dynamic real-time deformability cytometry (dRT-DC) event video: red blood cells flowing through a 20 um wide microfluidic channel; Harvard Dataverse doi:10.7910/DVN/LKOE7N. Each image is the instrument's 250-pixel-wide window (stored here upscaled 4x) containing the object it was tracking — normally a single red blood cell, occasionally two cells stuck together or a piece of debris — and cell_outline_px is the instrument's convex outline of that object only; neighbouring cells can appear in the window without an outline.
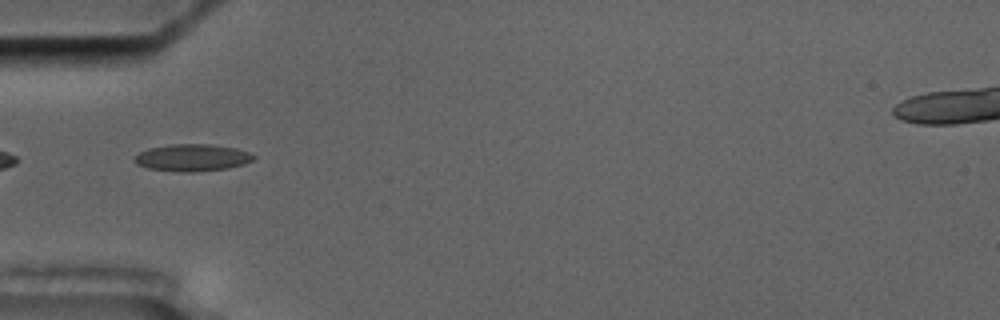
{"species": "common noctule bat (a hibernating species)", "species_latin": "Nyctalus noctula", "temperature_condition": "cold", "stored_images_in_passage": 10, "segment_of_instrument_passage": [2, 2], "camera_frame_rate_fps": 3000, "um_per_image_px": 0.085, "animal": {"sex": "male", "body_mass_g": 17.5, "forearm_length_mm": 52.3}, "frame": {"image": 1, "passage_image": 4, "time_ms": 3.667, "image_size_px": [1000, 320], "cell_outline_px": [[256, 156], [252, 160], [244, 164], [228, 168], [192, 172], [184, 172], [148, 168], [136, 164], [132, 160], [140, 152], [148, 148], [168, 144], [212, 144], [236, 148], [248, 152]], "centroid_in_image_um": [16.33, 13.39], "position_along_channel_um": 68.7, "area_um2": 18.79}}
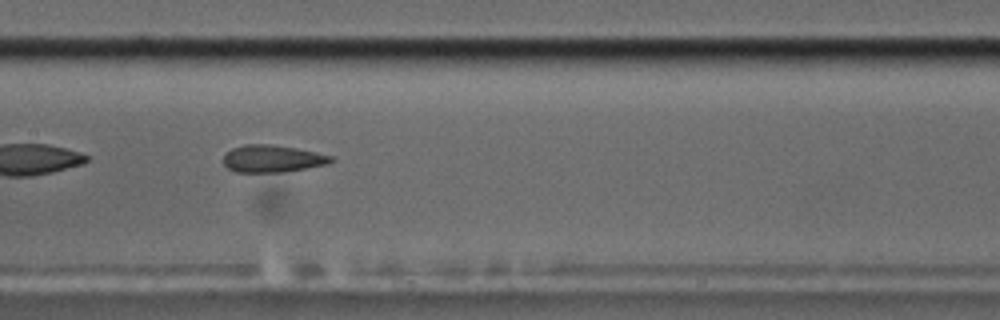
{"frame": {"image": 2, "passage_image": 7, "time_ms": 7.0, "image_size_px": [1000, 320], "cell_outline_px": [[336, 160], [328, 164], [284, 172], [236, 172], [228, 168], [224, 164], [224, 156], [232, 148], [244, 144], [268, 144], [296, 148], [316, 152], [332, 156]], "centroid_in_image_um": [23.18, 13.49], "position_along_channel_um": 184.2, "area_um2": 17.05}}
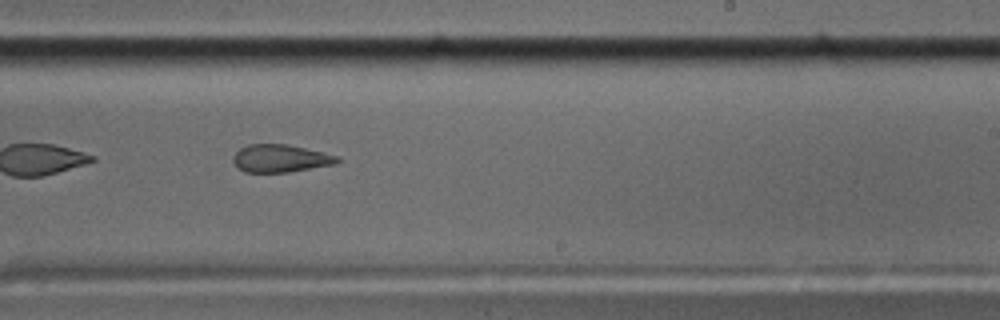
{"frame": {"image": 3, "passage_image": 9, "time_ms": 9.333, "image_size_px": [1000, 320], "cell_outline_px": [[340, 160], [332, 164], [288, 172], [244, 172], [236, 168], [232, 160], [232, 156], [240, 148], [248, 144], [284, 144], [304, 148], [340, 156]], "centroid_in_image_um": [23.76, 13.46], "position_along_channel_um": 265.2, "area_um2": 16.7}}